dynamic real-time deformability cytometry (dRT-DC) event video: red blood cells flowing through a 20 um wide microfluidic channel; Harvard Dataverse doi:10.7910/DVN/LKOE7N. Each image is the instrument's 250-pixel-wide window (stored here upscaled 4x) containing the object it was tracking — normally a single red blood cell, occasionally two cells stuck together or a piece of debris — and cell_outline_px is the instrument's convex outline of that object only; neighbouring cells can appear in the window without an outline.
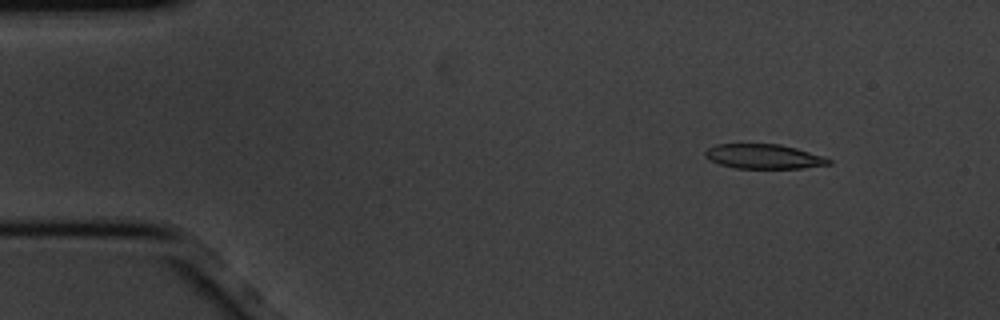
{"species": "common noctule bat (a hibernating species)", "species_latin": "Nyctalus noctula", "temperature_condition": "cold", "stored_images_in_passage": 5, "camera_frame_rate_fps": 3000, "um_per_image_px": 0.085, "animal": {"sex": "male", "body_mass_g": 20.1, "forearm_length_mm": 53.5}, "frame": {"image": 1, "passage_image": 2, "time_ms": 0.333, "image_size_px": [1000, 320], "cell_outline_px": [[832, 164], [804, 168], [736, 168], [720, 164], [704, 156], [704, 152], [708, 148], [716, 144], [780, 144], [796, 148], [824, 156], [832, 160]], "centroid_in_image_um": [64.96, 13.3], "position_along_channel_um": 20.0, "area_um2": 17.69}}
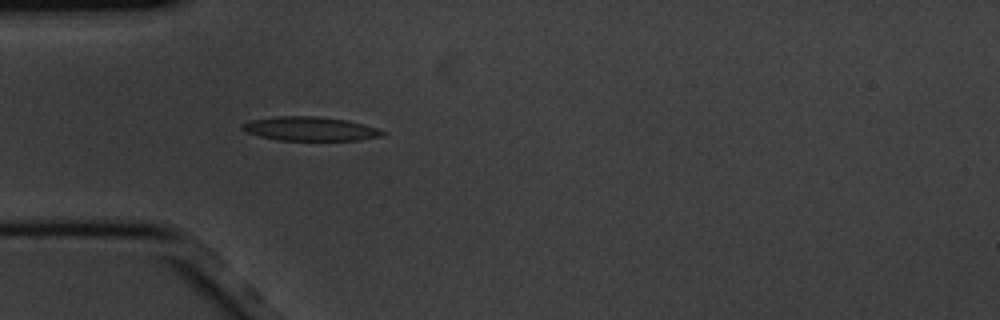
{"frame": {"image": 2, "passage_image": 5, "time_ms": 1.333, "image_size_px": [1000, 320], "cell_outline_px": [[388, 132], [384, 136], [360, 140], [280, 140], [260, 136], [248, 132], [240, 128], [240, 124], [252, 120], [276, 116], [320, 116], [348, 120], [364, 124]], "centroid_in_image_um": [26.41, 10.94], "position_along_channel_um": 58.6, "area_um2": 19.71}}